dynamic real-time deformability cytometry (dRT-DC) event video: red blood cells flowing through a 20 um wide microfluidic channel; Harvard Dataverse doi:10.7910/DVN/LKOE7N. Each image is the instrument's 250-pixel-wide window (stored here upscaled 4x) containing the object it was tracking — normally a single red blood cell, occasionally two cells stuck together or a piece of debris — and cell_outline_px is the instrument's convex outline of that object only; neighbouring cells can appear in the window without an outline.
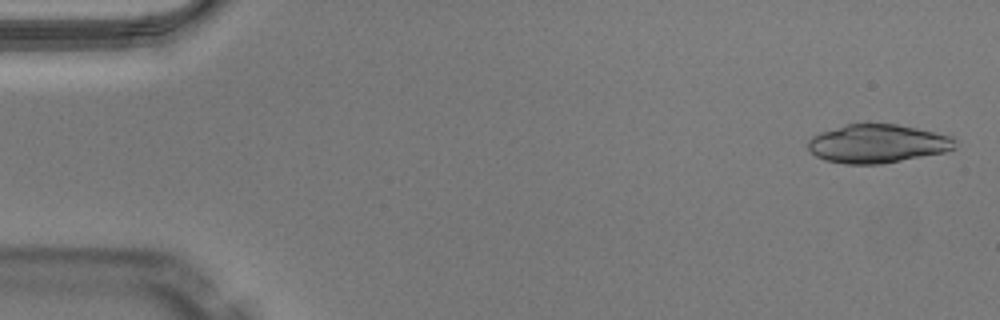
{"species": "Egyptian fruit bat (a non-hibernating species)", "species_latin": "Rousettus aegyptiacus", "temperature_condition": "warm", "stored_images_in_passage": 49, "camera_frame_rate_fps": 3000, "um_per_image_px": 0.085, "animal": {"sex": "male"}, "frame": {"image": 1, "passage_image": 2, "time_ms": 0.333, "image_size_px": [1000, 320], "cell_outline_px": [[956, 148], [948, 152], [880, 164], [848, 164], [824, 160], [816, 156], [808, 148], [808, 140], [812, 136], [820, 132], [844, 124], [896, 124], [916, 128], [952, 136], [956, 140]], "centroid_in_image_um": [74.6, 12.21], "position_along_channel_um": 10.4, "area_um2": 33.18}}